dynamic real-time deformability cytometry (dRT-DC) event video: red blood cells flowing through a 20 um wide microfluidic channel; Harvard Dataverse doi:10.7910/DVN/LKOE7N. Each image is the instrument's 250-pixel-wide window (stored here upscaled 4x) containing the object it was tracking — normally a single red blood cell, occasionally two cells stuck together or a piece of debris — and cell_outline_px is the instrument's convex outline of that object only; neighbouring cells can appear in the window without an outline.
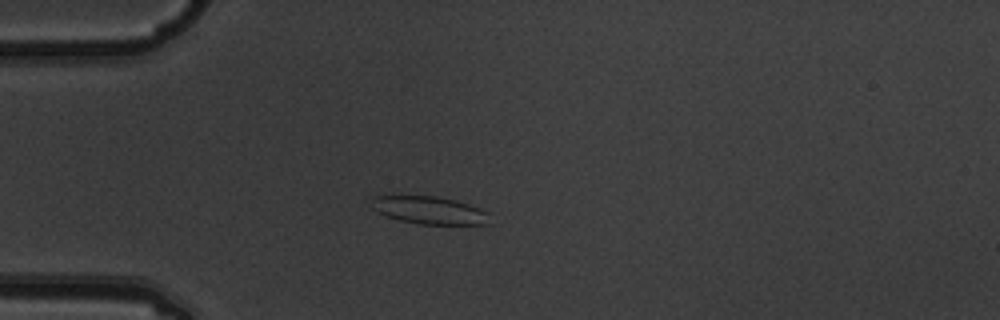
{"species": "common noctule bat (a hibernating species)", "species_latin": "Nyctalus noctula", "temperature_condition": "warm", "stored_images_in_passage": 4, "camera_frame_rate_fps": 3000, "um_per_image_px": 0.085, "animal": {"sex": "male", "body_mass_g": 19.5, "forearm_length_mm": 54.6}, "frame": {"image": 1, "passage_image": 4, "time_ms": 1.0, "image_size_px": [1000, 320], "cell_outline_px": [[488, 224], [416, 224], [384, 216], [376, 212], [372, 208], [368, 200], [372, 196], [392, 192], [436, 196], [456, 200], [480, 208], [488, 212]], "centroid_in_image_um": [36.3, 17.8], "position_along_channel_um": 48.7, "area_um2": 20.17}}